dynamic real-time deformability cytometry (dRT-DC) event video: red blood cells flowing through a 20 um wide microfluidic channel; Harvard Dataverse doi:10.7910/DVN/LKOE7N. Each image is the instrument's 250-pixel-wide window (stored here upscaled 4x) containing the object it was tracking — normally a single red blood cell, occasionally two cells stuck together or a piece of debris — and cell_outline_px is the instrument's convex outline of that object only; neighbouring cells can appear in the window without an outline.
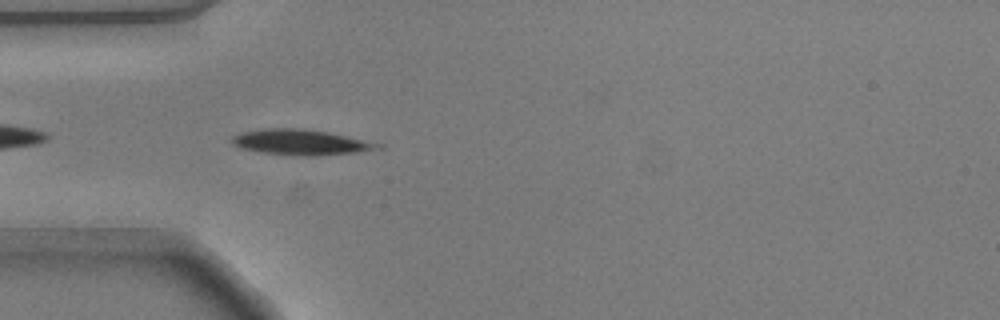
{"species": "common noctule bat (a hibernating species)", "species_latin": "Nyctalus noctula", "temperature_condition": "warm", "stored_images_in_passage": 19, "camera_frame_rate_fps": 3000, "um_per_image_px": 0.085, "animal": {"sex": "male", "body_mass_g": 20.5, "forearm_length_mm": 52.5}, "frame": {"image": 1, "passage_image": 3, "time_ms": 0.667, "image_size_px": [1000, 320], "cell_outline_px": [[384, 148], [360, 152], [316, 156], [300, 156], [260, 152], [240, 148], [232, 144], [232, 136], [244, 132], [264, 128], [300, 128], [328, 132], [384, 144]], "centroid_in_image_um": [25.61, 12.1], "position_along_channel_um": 59.4, "area_um2": 21.79}}
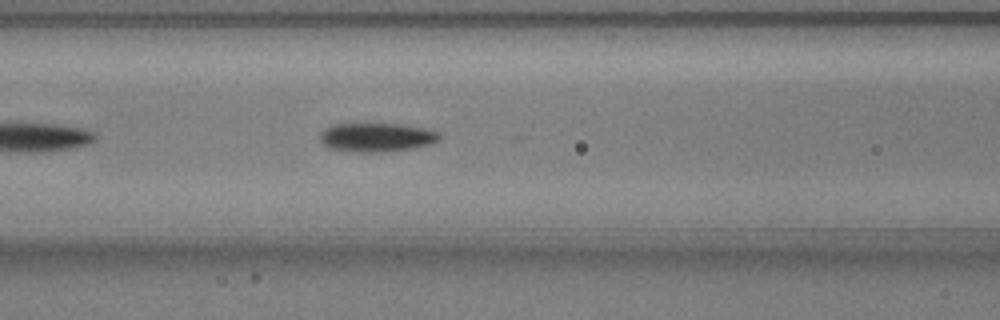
{"frame": {"image": 2, "passage_image": 9, "time_ms": 2.667, "image_size_px": [1000, 320], "cell_outline_px": [[440, 136], [432, 144], [412, 148], [384, 152], [352, 152], [328, 148], [320, 140], [320, 132], [324, 128], [332, 124], [400, 124], [424, 128], [436, 132]], "centroid_in_image_um": [31.95, 11.68], "position_along_channel_um": 134.7, "area_um2": 20.06}}